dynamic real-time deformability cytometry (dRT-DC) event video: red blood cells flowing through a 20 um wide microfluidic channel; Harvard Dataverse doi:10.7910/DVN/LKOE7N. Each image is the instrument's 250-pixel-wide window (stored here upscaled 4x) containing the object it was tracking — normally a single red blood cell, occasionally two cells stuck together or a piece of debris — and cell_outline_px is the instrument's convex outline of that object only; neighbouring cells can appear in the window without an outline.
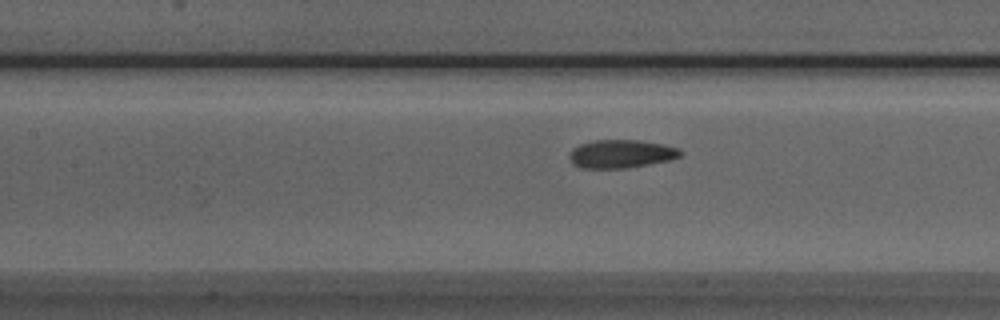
{"species": "Egyptian fruit bat (a non-hibernating species)", "species_latin": "Rousettus aegyptiacus", "temperature_condition": "room temperature", "stored_images_in_passage": 21, "camera_frame_rate_fps": 3000, "um_per_image_px": 0.085, "animal": {"sex": "male"}, "frame": {"image": 1, "passage_image": 18, "time_ms": 5.667, "image_size_px": [1000, 320], "cell_outline_px": [[684, 152], [680, 156], [668, 160], [648, 164], [624, 168], [580, 168], [572, 164], [568, 156], [572, 148], [580, 144], [596, 140], [640, 140], [664, 144], [680, 148]], "centroid_in_image_um": [52.78, 13.07], "position_along_channel_um": 154.6, "area_um2": 18.38}}